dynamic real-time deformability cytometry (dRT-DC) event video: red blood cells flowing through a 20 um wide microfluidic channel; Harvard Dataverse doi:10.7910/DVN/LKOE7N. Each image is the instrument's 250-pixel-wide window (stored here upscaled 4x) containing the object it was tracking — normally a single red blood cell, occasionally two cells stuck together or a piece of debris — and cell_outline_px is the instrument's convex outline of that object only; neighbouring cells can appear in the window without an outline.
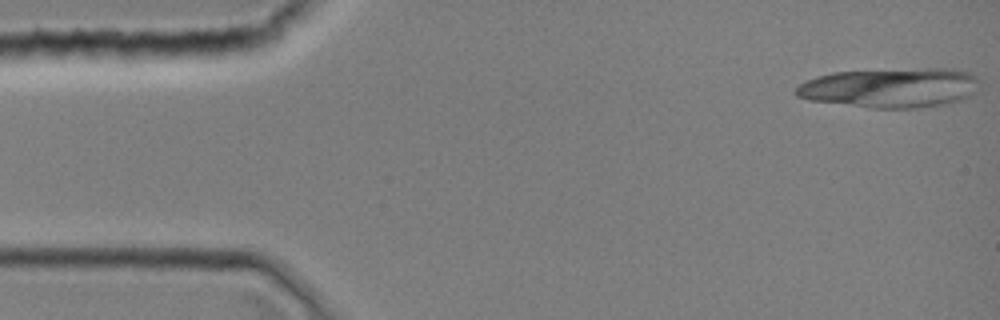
{"species": "common noctule bat (a hibernating species)", "species_latin": "Nyctalus noctula", "temperature_condition": "room temperature", "stored_images_in_passage": 12, "camera_frame_rate_fps": 3000, "um_per_image_px": 0.085, "animal": {"sex": "female", "body_mass_g": 19.0, "forearm_length_mm": 51.5}, "frame": {"image": 1, "passage_image": 1, "time_ms": 0.0, "image_size_px": [1000, 320], "cell_outline_px": [[980, 88], [968, 96], [960, 100], [948, 104], [920, 108], [872, 108], [808, 100], [796, 96], [792, 92], [800, 84], [816, 76], [832, 72], [924, 68], [956, 68], [972, 72], [980, 80]], "centroid_in_image_um": [75.74, 7.45], "position_along_channel_um": 9.3, "area_um2": 43.06}}